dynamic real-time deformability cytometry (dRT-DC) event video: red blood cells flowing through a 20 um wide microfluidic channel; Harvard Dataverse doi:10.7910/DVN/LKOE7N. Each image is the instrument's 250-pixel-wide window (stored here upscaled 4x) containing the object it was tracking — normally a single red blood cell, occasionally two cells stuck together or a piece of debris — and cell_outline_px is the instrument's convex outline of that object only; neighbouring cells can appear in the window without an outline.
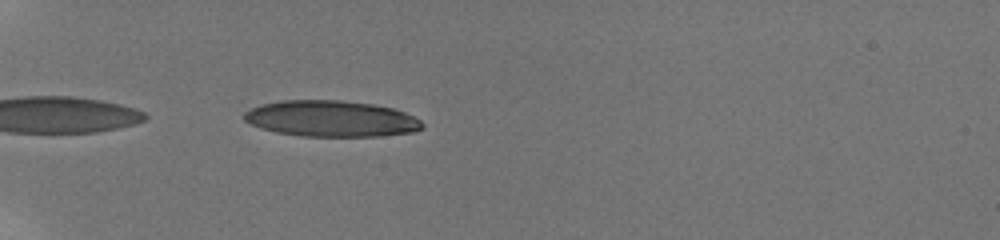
{"species": "human", "species_latin": "Homo sapiens", "temperature_condition": "room temperature", "stored_images_in_passage": 7, "camera_frame_rate_fps": 3000, "um_per_image_px": 0.085, "donor": {"sex": "male"}, "frame": {"image": 1, "passage_image": 1, "time_ms": 0.0, "image_size_px": [1000, 240], "cell_outline_px": [[424, 128], [412, 132], [380, 136], [304, 136], [276, 132], [260, 128], [244, 120], [244, 112], [260, 104], [280, 100], [340, 100], [372, 104], [392, 108], [404, 112], [420, 120], [424, 124]], "centroid_in_image_um": [28.14, 10.08], "position_along_channel_um": 56.9, "area_um2": 37.45}}
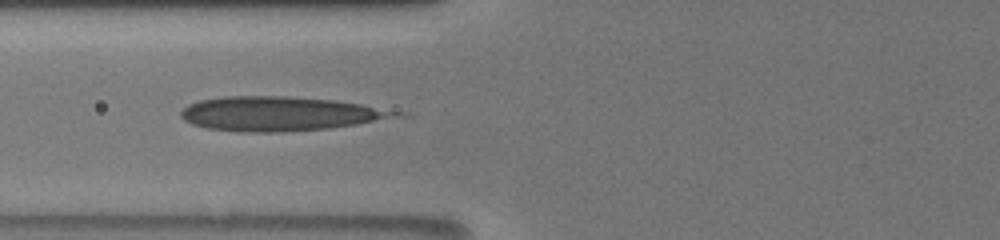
{"frame": {"image": 2, "passage_image": 5, "time_ms": 2.0, "image_size_px": [1000, 240], "cell_outline_px": [[412, 116], [328, 128], [280, 132], [236, 132], [208, 128], [192, 124], [184, 120], [180, 116], [180, 112], [188, 104], [200, 100], [224, 96], [288, 96], [336, 100], [408, 112]], "centroid_in_image_um": [23.89, 9.66], "position_along_channel_um": 101.9, "area_um2": 43.52}}